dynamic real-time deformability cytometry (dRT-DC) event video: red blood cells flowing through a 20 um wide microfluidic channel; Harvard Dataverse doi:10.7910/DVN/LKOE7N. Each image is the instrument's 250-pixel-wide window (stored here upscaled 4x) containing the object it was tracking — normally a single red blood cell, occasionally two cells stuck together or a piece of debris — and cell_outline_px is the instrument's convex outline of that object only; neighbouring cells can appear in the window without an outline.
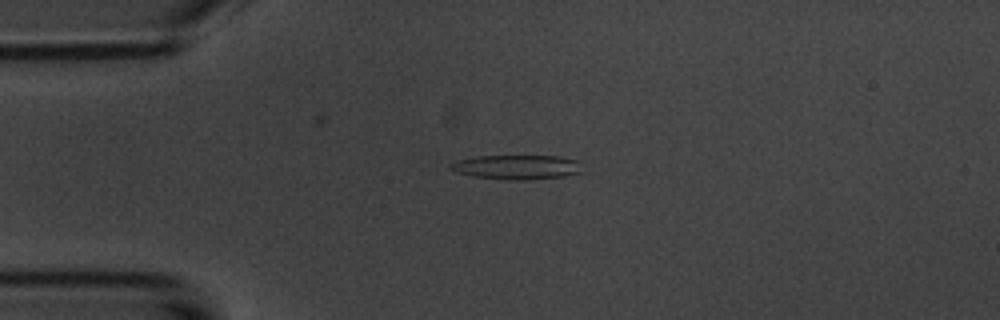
{"species": "common noctule bat (a hibernating species)", "species_latin": "Nyctalus noctula", "temperature_condition": "room temperature", "stored_images_in_passage": 5, "camera_frame_rate_fps": 3000, "um_per_image_px": 0.085, "animal": {"sex": "male", "body_mass_g": 20.1, "forearm_length_mm": 53.5}, "frame": {"image": 1, "passage_image": 3, "time_ms": 2.333, "image_size_px": [1000, 320], "cell_outline_px": [[584, 172], [564, 176], [528, 180], [508, 180], [472, 176], [456, 172], [448, 168], [448, 164], [456, 160], [476, 156], [560, 156], [580, 160]], "centroid_in_image_um": [43.96, 14.2], "position_along_channel_um": 41.0, "area_um2": 19.19}}